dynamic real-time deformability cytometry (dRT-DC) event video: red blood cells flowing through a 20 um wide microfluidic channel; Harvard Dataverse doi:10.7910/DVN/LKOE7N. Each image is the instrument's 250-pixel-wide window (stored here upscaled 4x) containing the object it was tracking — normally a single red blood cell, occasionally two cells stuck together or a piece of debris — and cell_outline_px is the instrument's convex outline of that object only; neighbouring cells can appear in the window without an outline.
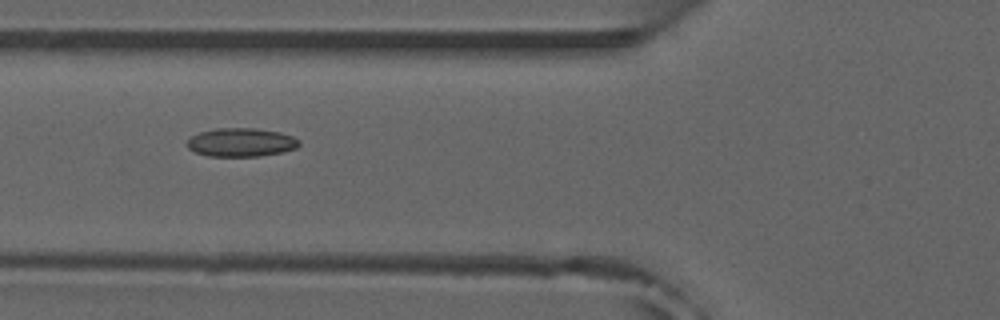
{"species": "common noctule bat (a hibernating species)", "species_latin": "Nyctalus noctula", "temperature_condition": "room temperature", "stored_images_in_passage": 47, "camera_frame_rate_fps": 3000, "um_per_image_px": 0.085, "animal": {"sex": "male", "forearm_length_mm": 52.5}, "frame": {"image": 1, "passage_image": 14, "time_ms": 4.333, "image_size_px": [1000, 320], "cell_outline_px": [[300, 144], [296, 148], [284, 152], [260, 156], [208, 156], [196, 152], [188, 148], [188, 140], [192, 136], [200, 132], [216, 128], [256, 128], [280, 132], [292, 136], [300, 140]], "centroid_in_image_um": [20.53, 12.1], "position_along_channel_um": 105.3, "area_um2": 18.67}, "authors_computed_cell_mechanics": {"area_um2": 17.6868, "velocity_mm_per_s": 3.9165, "shape_relaxation_time_tau1_ms": null, "shape_relaxation_time_tau2_ms": 3.1051, "deformation_change_tau1": null, "deformation_change_tau2": 0.0825}}